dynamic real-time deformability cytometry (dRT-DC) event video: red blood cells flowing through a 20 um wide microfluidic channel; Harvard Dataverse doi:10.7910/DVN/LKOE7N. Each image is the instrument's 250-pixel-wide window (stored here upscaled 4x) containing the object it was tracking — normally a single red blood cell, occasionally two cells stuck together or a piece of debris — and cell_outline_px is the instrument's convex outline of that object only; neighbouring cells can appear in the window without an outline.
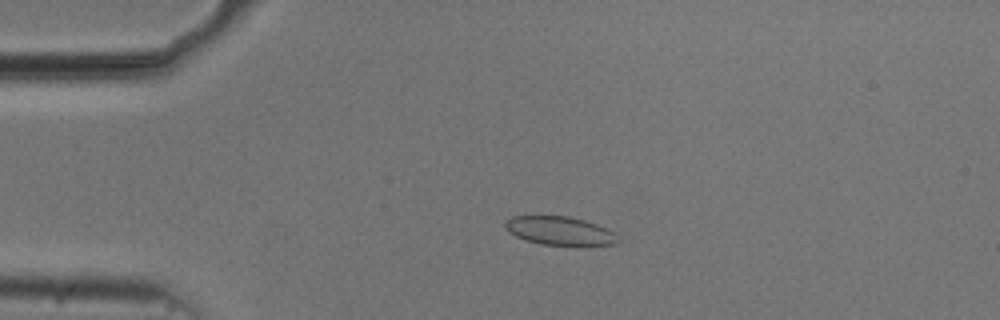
{"species": "common noctule bat (a hibernating species)", "species_latin": "Nyctalus noctula", "temperature_condition": "cold", "stored_images_in_passage": 47, "camera_frame_rate_fps": 3000, "um_per_image_px": 0.085, "animal": {"sex": "male", "body_mass_g": 20.5, "forearm_length_mm": 52.5}, "frame": {"image": 1, "passage_image": 4, "time_ms": 1.0, "image_size_px": [1000, 320], "cell_outline_px": [[620, 240], [616, 244], [544, 244], [524, 240], [508, 232], [504, 224], [512, 216], [568, 216], [584, 220], [596, 224], [612, 232]], "centroid_in_image_um": [47.52, 19.6], "position_along_channel_um": 37.5, "area_um2": 18.21}}
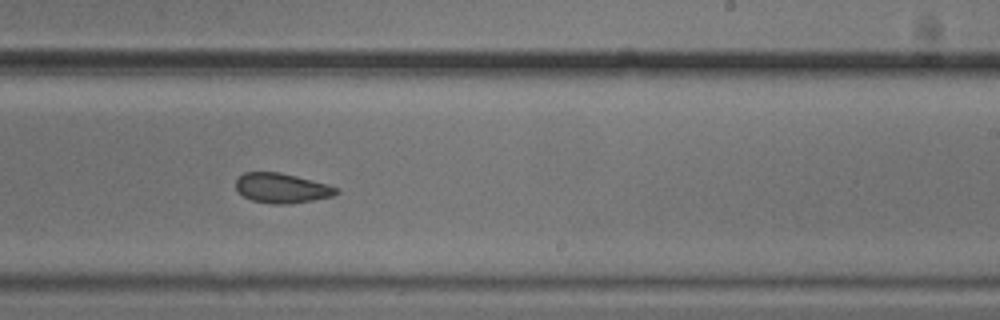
{"frame": {"image": 2, "passage_image": 25, "time_ms": 8.0, "image_size_px": [1000, 320], "cell_outline_px": [[340, 192], [332, 196], [312, 200], [288, 204], [272, 204], [252, 200], [244, 196], [236, 188], [236, 180], [244, 172], [280, 172], [328, 184], [340, 188]], "centroid_in_image_um": [23.98, 15.98], "position_along_channel_um": 265.0, "area_um2": 17.4}}
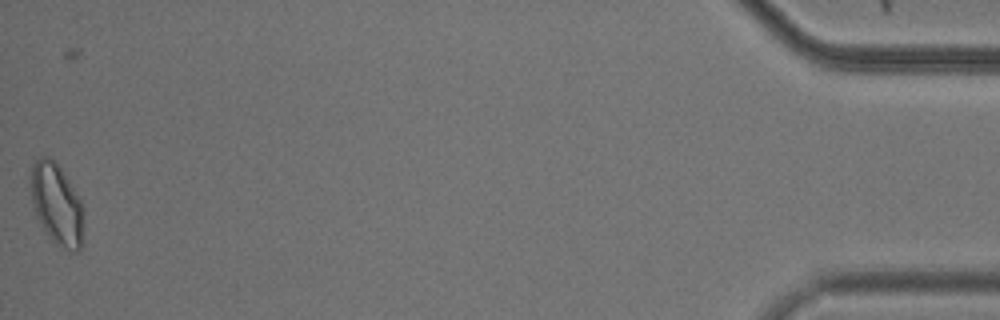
{"frame": {"image": 3, "passage_image": 46, "time_ms": 15.0, "image_size_px": [1000, 320], "cell_outline_px": [[84, 244], [80, 252], [72, 252], [56, 244], [48, 236], [40, 224], [36, 216], [32, 200], [28, 180], [32, 164], [40, 156], [48, 156], [60, 168], [68, 180], [80, 200], [84, 208]], "centroid_in_image_um": [4.83, 17.41], "position_along_channel_um": 430.4, "area_um2": 25.72}, "authors_computed_cell_mechanics": {"area_um2": 18.0914, "velocity_mm_per_s": 3.7256, "shape_relaxation_time_tau1_ms": 6.717, "shape_relaxation_time_tau2_ms": 2.3863, "deformation_change_tau1": 0.0855, "deformation_change_tau2": 0.0733}}